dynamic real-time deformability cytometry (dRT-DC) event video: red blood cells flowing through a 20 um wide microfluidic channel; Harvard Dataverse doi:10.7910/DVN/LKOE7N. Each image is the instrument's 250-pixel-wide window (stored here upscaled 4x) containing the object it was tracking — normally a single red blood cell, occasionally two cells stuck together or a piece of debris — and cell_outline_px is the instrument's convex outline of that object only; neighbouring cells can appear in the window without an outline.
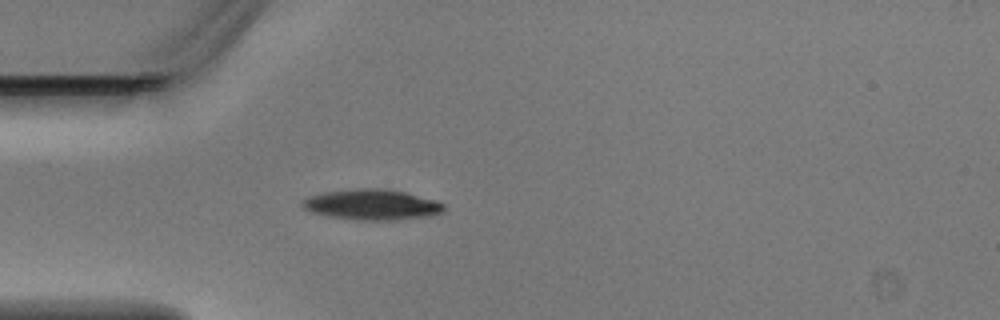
{"species": "Egyptian fruit bat (a non-hibernating species)", "species_latin": "Rousettus aegyptiacus", "temperature_condition": "warm", "stored_images_in_passage": 3, "camera_frame_rate_fps": 3000, "um_per_image_px": 0.085, "animal": {"sex": "male"}, "frame": {"image": 1, "passage_image": 3, "time_ms": 0.667, "image_size_px": [1000, 320], "cell_outline_px": [[444, 212], [428, 216], [396, 220], [360, 220], [328, 216], [312, 212], [304, 208], [300, 204], [300, 200], [308, 196], [324, 192], [356, 188], [388, 188], [408, 192], [436, 200], [444, 204]], "centroid_in_image_um": [31.62, 17.38], "position_along_channel_um": 53.4, "area_um2": 25.55}}